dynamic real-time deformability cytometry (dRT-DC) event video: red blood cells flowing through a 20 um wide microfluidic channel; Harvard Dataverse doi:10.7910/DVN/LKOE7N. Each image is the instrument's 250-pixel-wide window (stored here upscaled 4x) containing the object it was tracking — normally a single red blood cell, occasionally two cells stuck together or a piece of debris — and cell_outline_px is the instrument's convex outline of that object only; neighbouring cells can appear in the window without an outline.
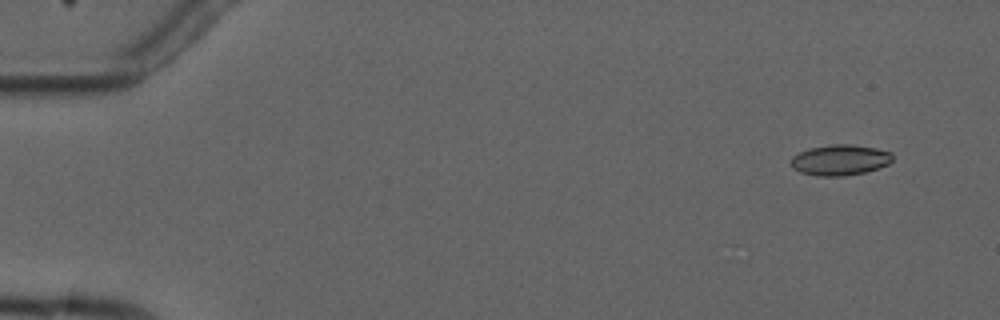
{"species": "common noctule bat (a hibernating species)", "species_latin": "Nyctalus noctula", "temperature_condition": "cold", "stored_images_in_passage": 7, "camera_frame_rate_fps": 3000, "um_per_image_px": 0.085, "animal": {"sex": "male", "forearm_length_mm": 52.5}, "frame": {"image": 1, "passage_image": 1, "time_ms": 0.0, "image_size_px": [1000, 320], "cell_outline_px": [[892, 160], [888, 164], [864, 172], [844, 176], [816, 176], [800, 172], [792, 168], [792, 156], [808, 148], [832, 144], [852, 144], [876, 148], [892, 152]], "centroid_in_image_um": [71.39, 13.59], "position_along_channel_um": 13.6, "area_um2": 18.15}}
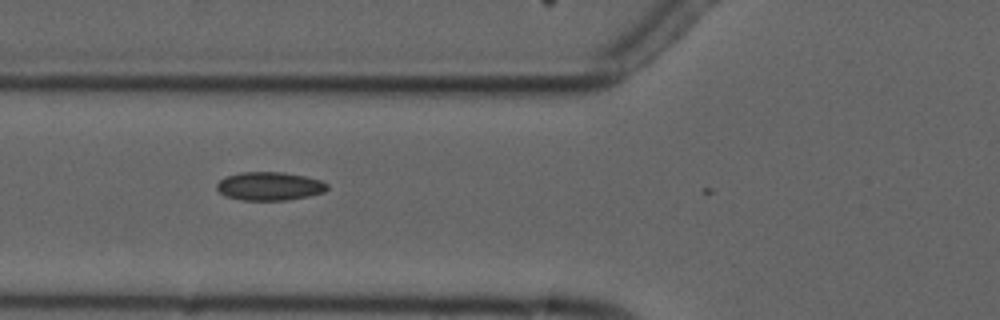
{"frame": {"image": 2, "passage_image": 6, "time_ms": 5.667, "image_size_px": [1000, 320], "cell_outline_px": [[328, 188], [324, 192], [308, 196], [288, 200], [240, 200], [224, 196], [216, 188], [216, 184], [224, 176], [240, 172], [284, 172], [304, 176], [320, 180], [328, 184]], "centroid_in_image_um": [22.88, 15.82], "position_along_channel_um": 102.9, "area_um2": 18.44}}